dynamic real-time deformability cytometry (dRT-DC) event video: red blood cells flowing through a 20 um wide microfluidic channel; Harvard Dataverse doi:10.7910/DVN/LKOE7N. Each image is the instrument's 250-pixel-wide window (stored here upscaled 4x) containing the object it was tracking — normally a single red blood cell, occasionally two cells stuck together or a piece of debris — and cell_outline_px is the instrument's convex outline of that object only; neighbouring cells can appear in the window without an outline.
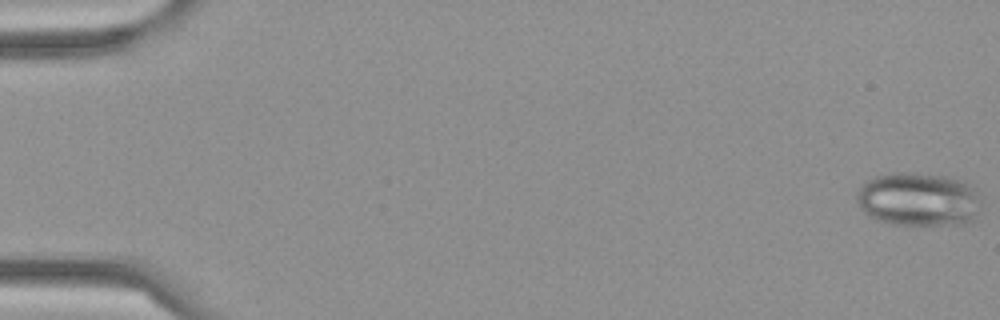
{"species": "Egyptian fruit bat (a non-hibernating species)", "species_latin": "Rousettus aegyptiacus", "temperature_condition": "cold", "stored_images_in_passage": 55, "camera_frame_rate_fps": 3000, "um_per_image_px": 0.085, "frame": {"image": 1, "passage_image": 1, "time_ms": 0.0, "image_size_px": [1000, 320], "cell_outline_px": [[984, 200], [972, 220], [960, 224], [892, 224], [876, 220], [868, 216], [860, 208], [856, 200], [856, 192], [868, 180], [876, 176], [892, 172], [912, 172], [944, 176], [956, 180], [964, 184]], "centroid_in_image_um": [78.01, 16.95], "position_along_channel_um": 7.0, "area_um2": 38.61}}
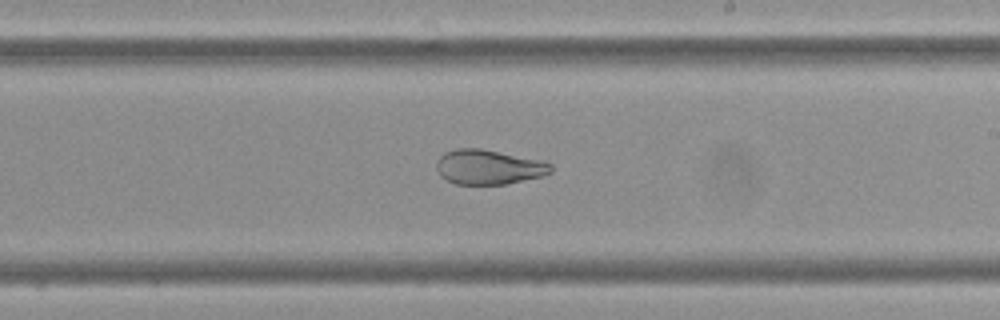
{"frame": {"image": 2, "passage_image": 35, "time_ms": 11.333, "image_size_px": [1000, 320], "cell_outline_px": [[552, 172], [540, 176], [504, 184], [456, 184], [440, 176], [436, 168], [436, 164], [440, 156], [444, 152], [456, 148], [480, 148], [540, 160], [552, 164]], "centroid_in_image_um": [41.5, 14.19], "position_along_channel_um": 247.5, "area_um2": 22.95}}
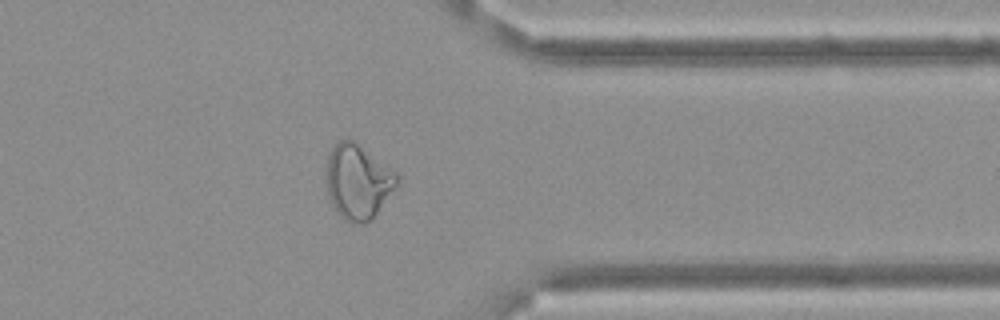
{"frame": {"image": 3, "passage_image": 47, "time_ms": 15.333, "image_size_px": [1000, 320], "cell_outline_px": [[400, 184], [376, 212], [364, 224], [348, 224], [340, 216], [332, 204], [328, 196], [328, 152], [340, 140], [352, 140], [396, 172], [400, 176]], "centroid_in_image_um": [30.45, 15.47], "position_along_channel_um": 381.0, "area_um2": 30.35}}